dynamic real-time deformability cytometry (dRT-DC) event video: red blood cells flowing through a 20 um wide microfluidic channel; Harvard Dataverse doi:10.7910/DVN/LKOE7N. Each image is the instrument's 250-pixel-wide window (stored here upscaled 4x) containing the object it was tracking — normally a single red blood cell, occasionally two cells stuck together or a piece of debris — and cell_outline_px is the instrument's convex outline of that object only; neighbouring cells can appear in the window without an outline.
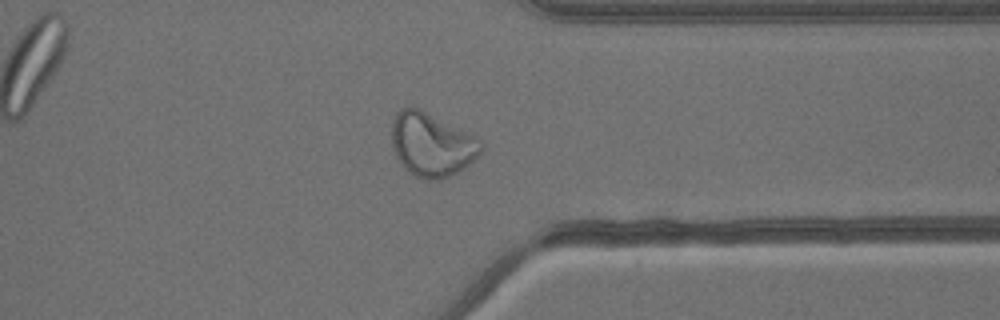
{"species": "common noctule bat (a hibernating species)", "species_latin": "Nyctalus noctula", "temperature_condition": "warm", "stored_images_in_passage": 32, "camera_frame_rate_fps": 3000, "um_per_image_px": 0.085, "animal": {"sex": "male", "body_mass_g": 13.3}, "frame": {"image": 1, "passage_image": 23, "time_ms": 7.333, "image_size_px": [1000, 320], "cell_outline_px": [[484, 148], [464, 168], [440, 180], [428, 180], [416, 176], [408, 172], [400, 164], [396, 156], [392, 144], [392, 120], [396, 112], [400, 108], [420, 108], [480, 140], [484, 144]], "centroid_in_image_um": [36.65, 12.3], "position_along_channel_um": 374.7, "area_um2": 32.77}}